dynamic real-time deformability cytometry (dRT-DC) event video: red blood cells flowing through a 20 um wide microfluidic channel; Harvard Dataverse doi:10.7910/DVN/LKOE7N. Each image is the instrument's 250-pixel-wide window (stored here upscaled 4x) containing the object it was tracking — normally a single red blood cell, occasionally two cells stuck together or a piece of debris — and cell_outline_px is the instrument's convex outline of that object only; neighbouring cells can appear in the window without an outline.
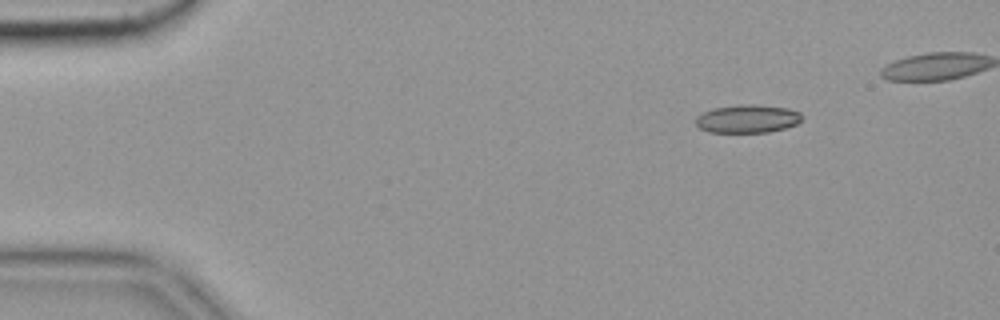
{"species": "common noctule bat (a hibernating species)", "species_latin": "Nyctalus noctula", "temperature_condition": "cold", "stored_images_in_passage": 51, "camera_frame_rate_fps": 3000, "um_per_image_px": 0.085, "animal": {"sex": "female", "body_mass_g": 19.9}, "frame": {"image": 1, "passage_image": 8, "time_ms": 2.333, "image_size_px": [1000, 320], "cell_outline_px": [[804, 116], [796, 124], [784, 128], [768, 132], [708, 132], [700, 128], [696, 124], [696, 116], [704, 112], [716, 108], [740, 104], [756, 104], [788, 108], [800, 112]], "centroid_in_image_um": [63.55, 10.09], "position_along_channel_um": 21.4, "area_um2": 17.4}}
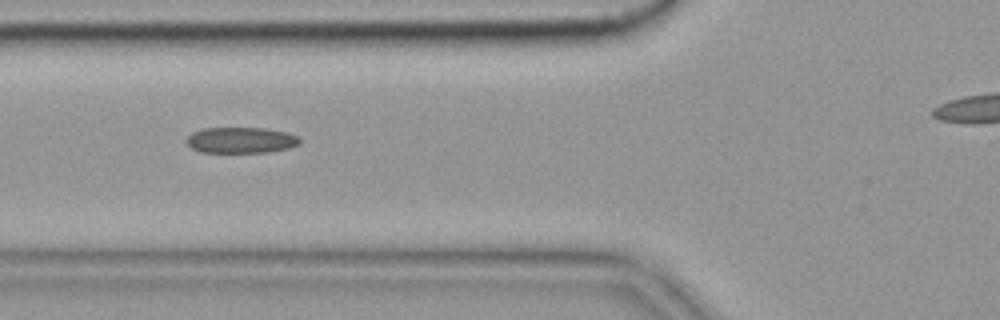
{"frame": {"image": 2, "passage_image": 22, "time_ms": 7.0, "image_size_px": [1000, 320], "cell_outline_px": [[300, 144], [288, 148], [268, 152], [200, 152], [192, 148], [184, 140], [192, 132], [204, 128], [264, 128], [288, 132], [300, 136]], "centroid_in_image_um": [20.49, 11.91], "position_along_channel_um": 105.3, "area_um2": 17.22}}